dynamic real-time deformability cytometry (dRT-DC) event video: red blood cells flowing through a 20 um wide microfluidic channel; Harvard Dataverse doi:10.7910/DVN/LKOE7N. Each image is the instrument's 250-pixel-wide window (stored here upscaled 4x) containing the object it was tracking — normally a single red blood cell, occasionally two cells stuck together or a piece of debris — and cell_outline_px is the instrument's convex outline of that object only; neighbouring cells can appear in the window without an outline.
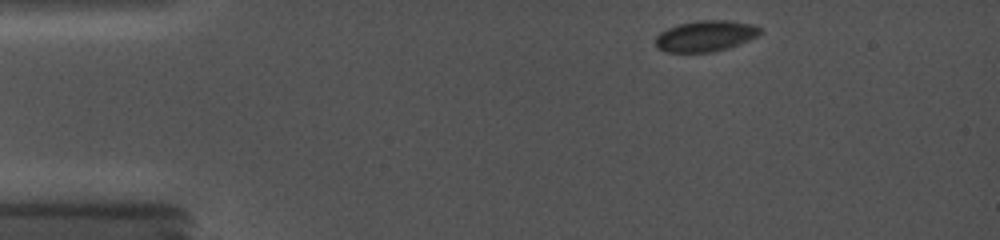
{"species": "common noctule bat (a hibernating species)", "species_latin": "Nyctalus noctula", "temperature_condition": "cold", "stored_images_in_passage": 38, "camera_frame_rate_fps": 5000, "um_per_image_px": 0.085, "animal": {"sex": "female", "body_mass_g": 19.0, "forearm_length_mm": 56.7}, "frame": {"image": 1, "passage_image": 1, "time_ms": 0.0, "image_size_px": [1000, 240], "cell_outline_px": [[764, 32], [748, 40], [728, 48], [712, 52], [668, 52], [656, 48], [656, 36], [660, 32], [668, 28], [680, 24], [696, 20], [728, 20], [752, 24], [764, 28]], "centroid_in_image_um": [59.99, 3.05], "position_along_channel_um": 25.0, "area_um2": 18.96}}
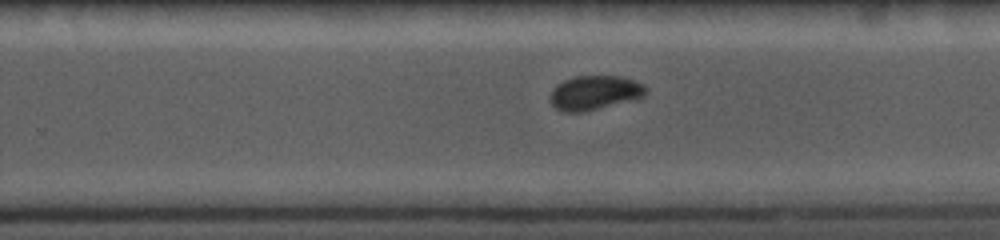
{"frame": {"image": 2, "passage_image": 23, "time_ms": 8.6, "image_size_px": [1000, 240], "cell_outline_px": [[648, 92], [644, 96], [580, 112], [564, 112], [556, 108], [548, 100], [552, 88], [556, 84], [564, 80], [576, 76], [620, 76], [636, 80], [644, 84], [648, 88]], "centroid_in_image_um": [50.52, 7.85], "position_along_channel_um": 279.3, "area_um2": 19.02}}
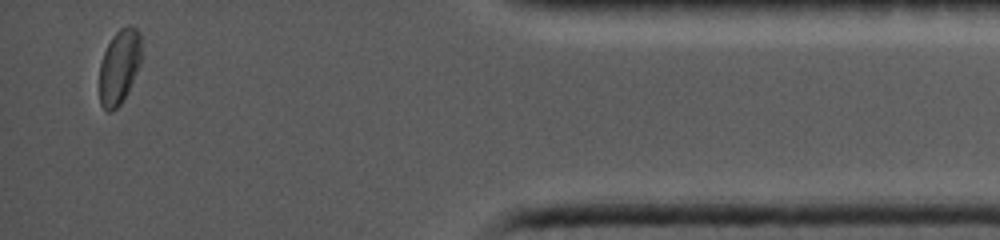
{"frame": {"image": 3, "passage_image": 37, "time_ms": 13.4, "image_size_px": [1000, 240], "cell_outline_px": [[140, 64], [124, 100], [112, 112], [108, 112], [100, 104], [100, 64], [104, 52], [112, 36], [120, 28], [128, 24], [136, 28], [140, 32]], "centroid_in_image_um": [10.14, 5.67], "position_along_channel_um": 425.1, "area_um2": 18.21}}